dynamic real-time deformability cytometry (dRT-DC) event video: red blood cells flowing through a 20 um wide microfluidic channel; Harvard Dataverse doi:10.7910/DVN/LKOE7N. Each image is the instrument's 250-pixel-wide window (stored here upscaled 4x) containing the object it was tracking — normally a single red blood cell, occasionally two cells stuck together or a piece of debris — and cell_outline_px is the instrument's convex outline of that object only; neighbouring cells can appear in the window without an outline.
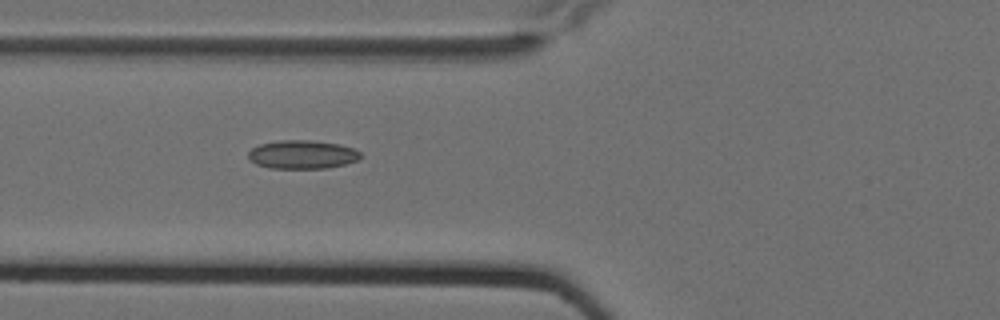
{"species": "Egyptian fruit bat (a non-hibernating species)", "species_latin": "Rousettus aegyptiacus", "temperature_condition": "cold", "stored_images_in_passage": 7, "camera_frame_rate_fps": 3000, "um_per_image_px": 0.085, "animal": {"sex": "female"}, "frame": {"image": 1, "passage_image": 7, "time_ms": 2.0, "image_size_px": [1000, 320], "cell_outline_px": [[360, 160], [328, 168], [268, 168], [256, 164], [248, 160], [248, 152], [252, 148], [260, 144], [276, 140], [308, 140], [340, 144], [352, 148], [360, 152]], "centroid_in_image_um": [25.66, 13.13], "position_along_channel_um": 100.1, "area_um2": 18.79}}